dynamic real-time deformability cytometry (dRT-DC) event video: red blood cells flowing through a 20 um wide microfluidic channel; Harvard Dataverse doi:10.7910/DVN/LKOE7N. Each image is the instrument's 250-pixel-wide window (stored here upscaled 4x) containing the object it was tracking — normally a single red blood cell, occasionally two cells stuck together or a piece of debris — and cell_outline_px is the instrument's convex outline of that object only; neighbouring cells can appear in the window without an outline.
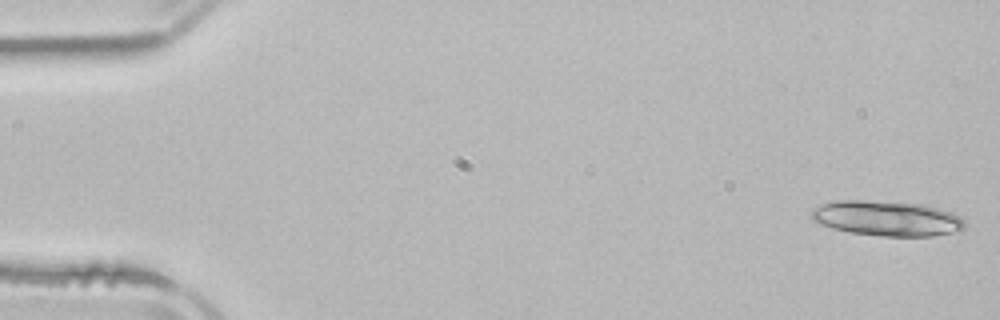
{"species": "common noctule bat (a hibernating species)", "species_latin": "Nyctalus noctula", "temperature_condition": "room temperature", "stored_images_in_passage": 5, "segment_of_instrument_passage": [1, 2], "camera_frame_rate_fps": 3000, "um_per_image_px": 0.085, "animal": {"sex": "male", "body_mass_g": 21.5, "forearm_length_mm": 52.0}, "frame": {"image": 1, "passage_image": 1, "time_ms": 0.0, "image_size_px": [1000, 320], "cell_outline_px": [[968, 224], [960, 232], [932, 236], [884, 236], [848, 232], [832, 228], [820, 224], [812, 220], [808, 216], [812, 208], [836, 200], [864, 200], [920, 204], [952, 212], [960, 216]], "centroid_in_image_um": [75.39, 18.57], "position_along_channel_um": 9.6, "area_um2": 31.67}}
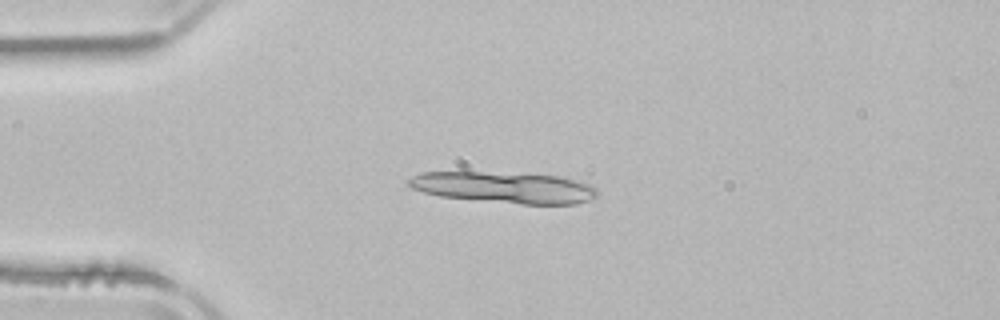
{"frame": {"image": 2, "passage_image": 4, "time_ms": 3.667, "image_size_px": [1000, 320], "cell_outline_px": [[600, 192], [596, 196], [588, 200], [576, 204], [524, 204], [440, 196], [424, 192], [412, 188], [404, 180], [412, 176], [424, 172], [480, 172], [560, 176], [592, 184]], "centroid_in_image_um": [42.88, 15.93], "position_along_channel_um": 42.1, "area_um2": 34.1}}